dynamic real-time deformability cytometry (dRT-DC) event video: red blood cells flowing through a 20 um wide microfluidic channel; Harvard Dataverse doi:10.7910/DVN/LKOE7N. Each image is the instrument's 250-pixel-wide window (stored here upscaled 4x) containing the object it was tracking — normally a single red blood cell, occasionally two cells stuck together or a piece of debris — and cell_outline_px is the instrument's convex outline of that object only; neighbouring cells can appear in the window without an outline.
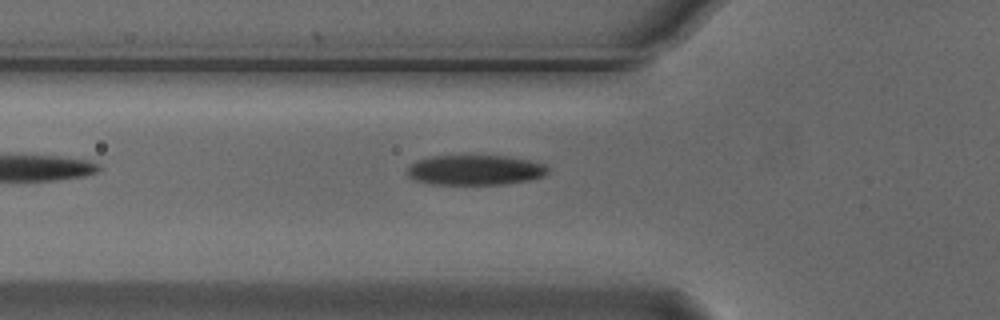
{"species": "Egyptian fruit bat (a non-hibernating species)", "species_latin": "Rousettus aegyptiacus", "temperature_condition": "cold", "stored_images_in_passage": 2, "camera_frame_rate_fps": 3000, "um_per_image_px": 0.085, "animal": {"sex": "male"}, "frame": {"image": 1, "passage_image": 2, "time_ms": 0.333, "image_size_px": [1000, 320], "cell_outline_px": [[548, 172], [544, 176], [528, 180], [504, 184], [432, 184], [416, 180], [408, 176], [408, 168], [416, 160], [432, 156], [504, 156], [532, 160], [544, 164], [548, 168]], "centroid_in_image_um": [40.41, 14.45], "position_along_channel_um": 85.4, "area_um2": 24.51}}